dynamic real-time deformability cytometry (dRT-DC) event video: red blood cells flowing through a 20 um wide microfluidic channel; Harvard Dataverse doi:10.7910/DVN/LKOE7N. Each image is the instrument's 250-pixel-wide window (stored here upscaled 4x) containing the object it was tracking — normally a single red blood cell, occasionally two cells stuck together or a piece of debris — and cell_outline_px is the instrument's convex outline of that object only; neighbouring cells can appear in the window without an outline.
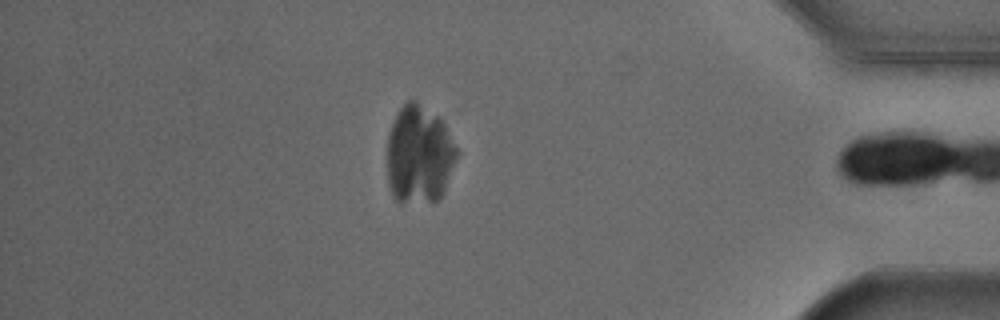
{"species": "Egyptian fruit bat (a non-hibernating species)", "species_latin": "Rousettus aegyptiacus", "temperature_condition": "cold", "stored_images_in_passage": 31, "camera_frame_rate_fps": 3000, "um_per_image_px": 0.085, "animal": {"sex": "male"}, "frame": {"image": 1, "passage_image": 30, "time_ms": 9.667, "image_size_px": [1000, 320], "cell_outline_px": [[460, 152], [444, 192], [436, 200], [400, 204], [392, 196], [388, 184], [388, 136], [396, 112], [408, 100], [416, 100], [440, 116]], "centroid_in_image_um": [35.65, 13.14], "position_along_channel_um": 399.6, "area_um2": 40.58}}